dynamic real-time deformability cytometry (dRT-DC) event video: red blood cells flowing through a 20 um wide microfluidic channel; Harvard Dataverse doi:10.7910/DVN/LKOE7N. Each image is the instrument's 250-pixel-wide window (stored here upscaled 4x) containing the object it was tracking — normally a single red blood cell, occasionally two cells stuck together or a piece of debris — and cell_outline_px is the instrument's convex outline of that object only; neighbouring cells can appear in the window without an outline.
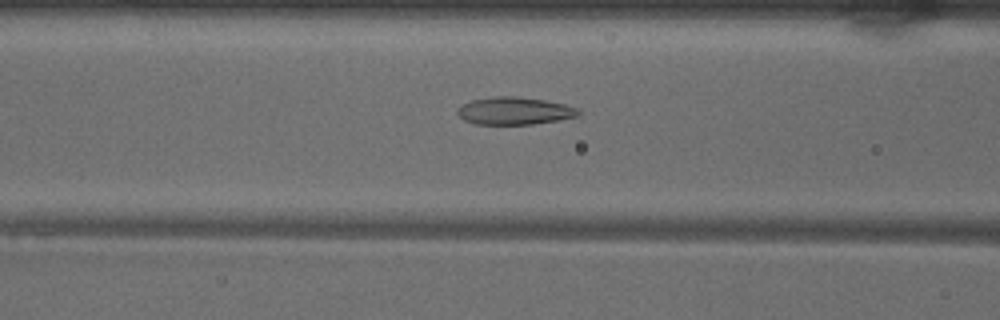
{"species": "common noctule bat (a hibernating species)", "species_latin": "Nyctalus noctula", "temperature_condition": "warm", "stored_images_in_passage": 23, "camera_frame_rate_fps": 3000, "um_per_image_px": 0.085, "animal": {"sex": "male", "body_mass_g": 18.8}, "frame": {"image": 1, "passage_image": 10, "time_ms": 3.0, "image_size_px": [1000, 320], "cell_outline_px": [[580, 116], [560, 120], [532, 124], [476, 124], [464, 120], [456, 112], [464, 104], [472, 100], [496, 96], [516, 96], [544, 100], [564, 104], [576, 108], [580, 112]], "centroid_in_image_um": [43.76, 9.43], "position_along_channel_um": 122.8, "area_um2": 19.25}}
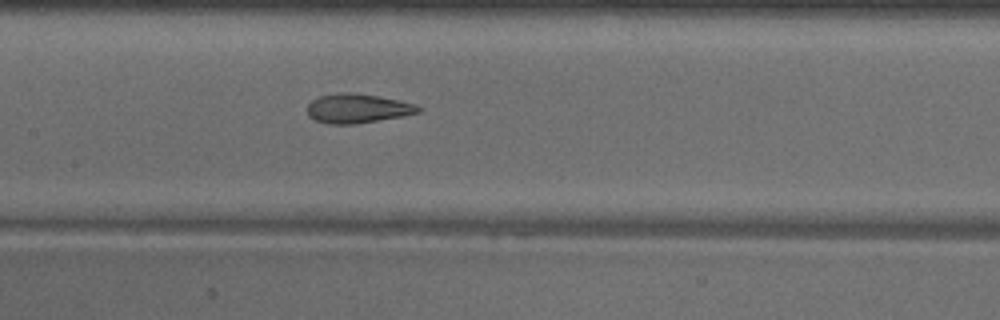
{"frame": {"image": 2, "passage_image": 14, "time_ms": 4.333, "image_size_px": [1000, 320], "cell_outline_px": [[424, 108], [420, 112], [404, 116], [356, 124], [328, 124], [316, 120], [308, 116], [308, 104], [312, 100], [320, 96], [340, 92], [352, 92], [380, 96], [416, 104]], "centroid_in_image_um": [30.43, 9.21], "position_along_channel_um": 177.0, "area_um2": 19.13}}